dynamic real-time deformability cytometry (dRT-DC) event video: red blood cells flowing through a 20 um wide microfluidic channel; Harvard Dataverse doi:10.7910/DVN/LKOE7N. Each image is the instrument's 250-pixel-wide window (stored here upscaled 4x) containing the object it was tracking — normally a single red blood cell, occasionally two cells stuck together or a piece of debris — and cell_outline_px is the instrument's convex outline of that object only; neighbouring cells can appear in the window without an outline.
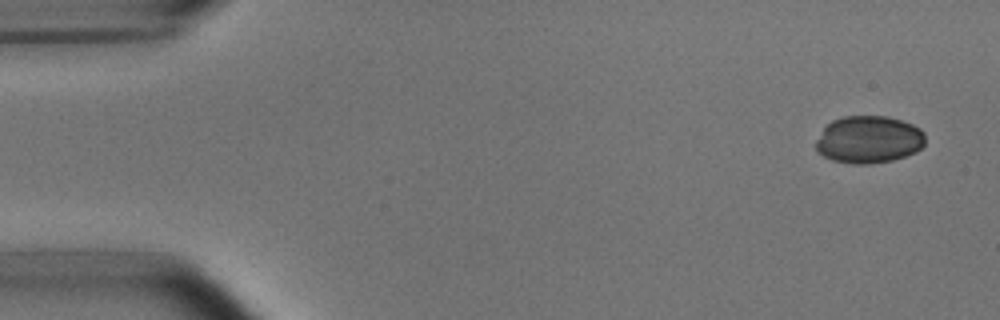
{"species": "common noctule bat (a hibernating species)", "species_latin": "Nyctalus noctula", "temperature_condition": "room temperature", "stored_images_in_passage": 6, "camera_frame_rate_fps": 3000, "um_per_image_px": 0.085, "animal": {"sex": "male", "body_mass_g": 15.6}, "frame": {"image": 1, "passage_image": 1, "time_ms": 0.0, "image_size_px": [1000, 320], "cell_outline_px": [[924, 144], [916, 152], [892, 160], [868, 164], [852, 164], [832, 160], [816, 152], [816, 140], [824, 128], [832, 120], [844, 116], [888, 116], [912, 124], [920, 128], [924, 132]], "centroid_in_image_um": [73.83, 11.86], "position_along_channel_um": 11.2, "area_um2": 30.23}}
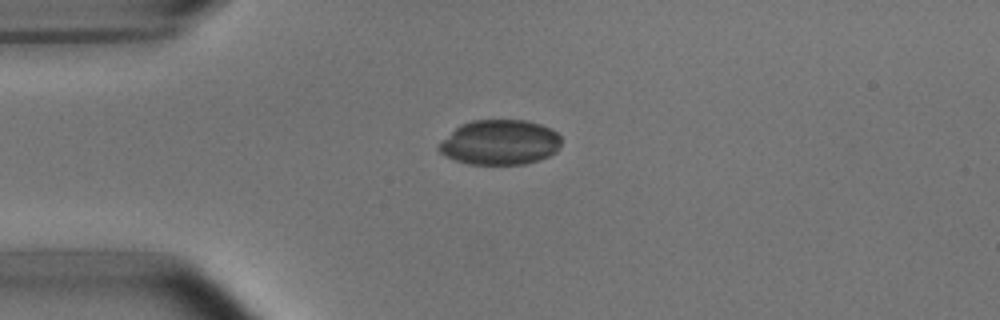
{"frame": {"image": 2, "passage_image": 4, "time_ms": 1.0, "image_size_px": [1000, 320], "cell_outline_px": [[560, 144], [556, 152], [548, 156], [524, 164], [468, 164], [444, 156], [436, 148], [460, 124], [472, 120], [524, 120], [540, 124], [552, 128], [560, 136]], "centroid_in_image_um": [42.5, 12.1], "position_along_channel_um": 42.5, "area_um2": 31.91}}